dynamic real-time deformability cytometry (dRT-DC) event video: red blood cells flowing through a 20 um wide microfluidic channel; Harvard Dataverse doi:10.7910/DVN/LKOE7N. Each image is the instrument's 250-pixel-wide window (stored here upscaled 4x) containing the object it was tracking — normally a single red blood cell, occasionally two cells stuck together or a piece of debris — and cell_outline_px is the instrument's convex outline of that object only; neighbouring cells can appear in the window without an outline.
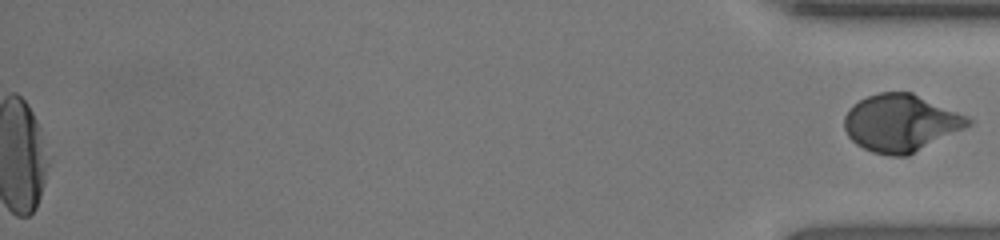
{"species": "human", "species_latin": "Homo sapiens", "temperature_condition": "room temperature", "stored_images_in_passage": 49, "segment_of_instrument_passage": [2, 2], "camera_frame_rate_fps": 3000, "um_per_image_px": 0.085, "donor": {"sex": "female"}, "frame": {"image": 1, "passage_image": 49, "time_ms": 16.0, "image_size_px": [1000, 240], "cell_outline_px": [[972, 124], [908, 156], [888, 156], [872, 152], [856, 144], [848, 136], [844, 128], [844, 116], [848, 108], [852, 104], [868, 96], [880, 92], [912, 92], [968, 116], [972, 120]], "centroid_in_image_um": [76.55, 10.45], "position_along_channel_um": 358.7, "area_um2": 41.33}}